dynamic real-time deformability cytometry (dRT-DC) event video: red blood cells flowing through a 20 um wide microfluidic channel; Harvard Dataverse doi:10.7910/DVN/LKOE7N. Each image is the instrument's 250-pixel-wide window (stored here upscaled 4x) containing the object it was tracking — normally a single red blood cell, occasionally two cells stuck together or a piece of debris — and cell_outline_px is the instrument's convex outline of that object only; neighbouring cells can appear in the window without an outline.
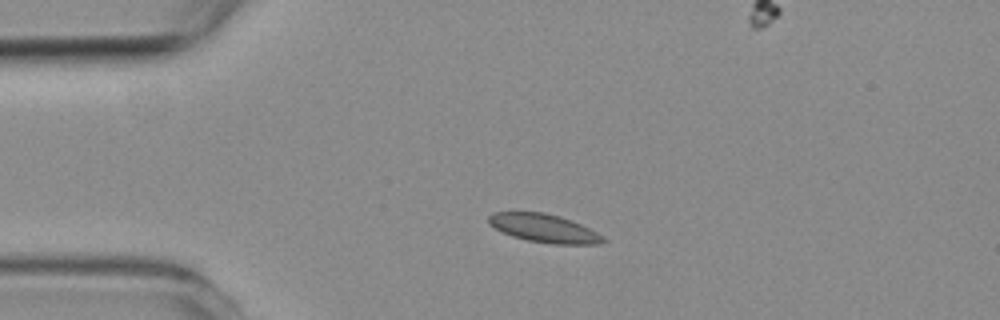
{"species": "common noctule bat (a hibernating species)", "species_latin": "Nyctalus noctula", "temperature_condition": "room temperature", "stored_images_in_passage": 6, "camera_frame_rate_fps": 3000, "um_per_image_px": 0.085, "animal": {"sex": "female", "body_mass_g": 19.3, "forearm_length_mm": 54.1}, "frame": {"image": 1, "passage_image": 2, "time_ms": 2.0, "image_size_px": [1000, 320], "cell_outline_px": [[608, 240], [600, 244], [552, 244], [528, 240], [512, 236], [488, 224], [488, 216], [496, 212], [544, 212], [560, 216], [580, 224], [604, 236]], "centroid_in_image_um": [46.27, 19.4], "position_along_channel_um": 38.7, "area_um2": 18.79}}
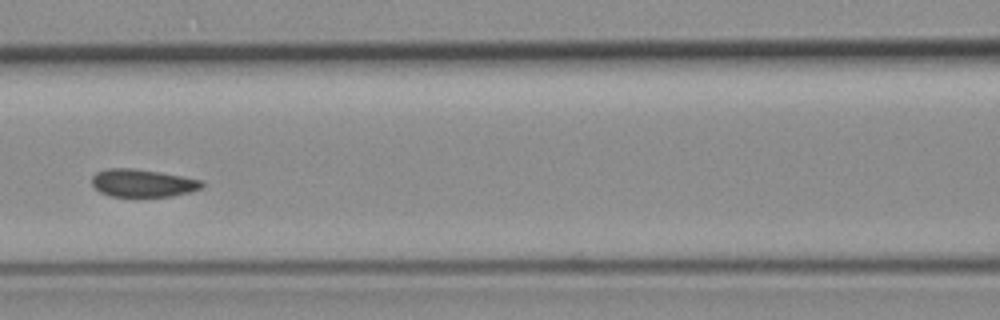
{"frame": {"image": 2, "passage_image": 5, "time_ms": 5.667, "image_size_px": [1000, 320], "cell_outline_px": [[204, 188], [172, 196], [112, 196], [100, 192], [92, 184], [92, 176], [96, 172], [108, 168], [132, 168], [160, 172], [204, 180]], "centroid_in_image_um": [12.15, 15.55], "position_along_channel_um": 154.4, "area_um2": 17.8}}
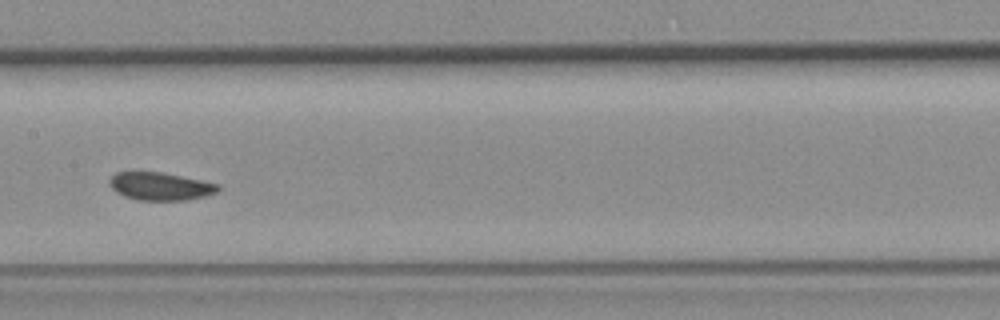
{"frame": {"image": 3, "passage_image": 6, "time_ms": 6.667, "image_size_px": [1000, 320], "cell_outline_px": [[220, 188], [216, 192], [204, 196], [188, 200], [136, 200], [124, 196], [116, 192], [108, 184], [108, 180], [116, 172], [132, 168], [164, 172], [220, 184]], "centroid_in_image_um": [13.54, 15.78], "position_along_channel_um": 193.9, "area_um2": 18.44}}